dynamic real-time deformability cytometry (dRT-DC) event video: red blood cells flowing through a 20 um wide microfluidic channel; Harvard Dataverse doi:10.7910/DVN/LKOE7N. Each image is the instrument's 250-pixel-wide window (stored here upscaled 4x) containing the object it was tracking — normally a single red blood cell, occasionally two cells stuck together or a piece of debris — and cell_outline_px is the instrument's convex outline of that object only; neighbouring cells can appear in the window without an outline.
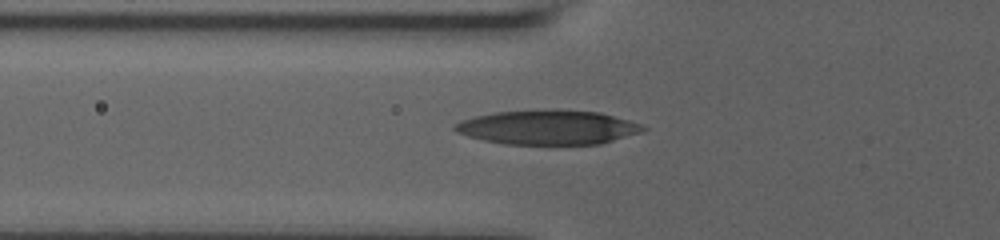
{"species": "human", "species_latin": "Homo sapiens", "temperature_condition": "room temperature", "stored_images_in_passage": 33, "camera_frame_rate_fps": 3000, "um_per_image_px": 0.085, "donor": {"sex": "male"}, "frame": {"image": 1, "passage_image": 5, "time_ms": 1.333, "image_size_px": [1000, 240], "cell_outline_px": [[648, 128], [640, 132], [600, 144], [504, 144], [484, 140], [468, 136], [456, 132], [452, 128], [456, 124], [464, 120], [476, 116], [496, 112], [600, 112], [628, 120], [640, 124]], "centroid_in_image_um": [46.57, 10.87], "position_along_channel_um": 79.2, "area_um2": 36.24}}
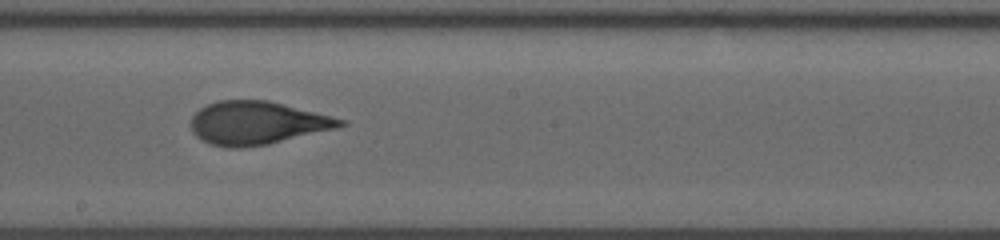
{"frame": {"image": 2, "passage_image": 14, "time_ms": 5.333, "image_size_px": [1000, 240], "cell_outline_px": [[348, 124], [336, 128], [268, 144], [240, 148], [232, 148], [212, 144], [196, 136], [192, 132], [192, 116], [200, 108], [216, 100], [268, 100], [348, 120]], "centroid_in_image_um": [21.87, 10.44], "position_along_channel_um": 226.3, "area_um2": 37.34}}
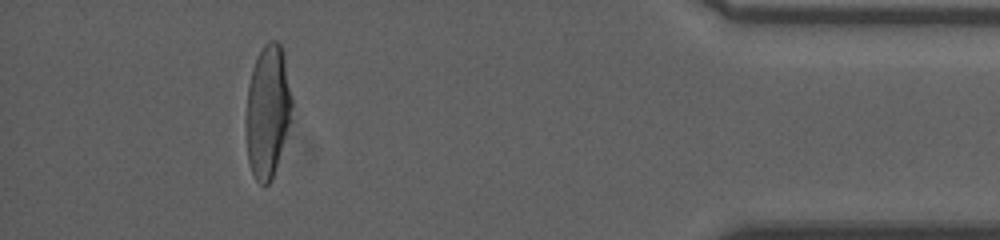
{"frame": {"image": 3, "passage_image": 29, "time_ms": 11.667, "image_size_px": [1000, 240], "cell_outline_px": [[300, 112], [272, 180], [264, 188], [256, 180], [252, 172], [248, 160], [244, 120], [248, 84], [252, 68], [264, 44], [268, 40], [276, 40], [280, 44], [284, 52]], "centroid_in_image_um": [22.89, 9.5], "position_along_channel_um": 412.3, "area_um2": 39.13}, "authors_computed_cell_mechanics": {"area_um2": 37.281, "velocity_mm_per_s": 3.6723, "shape_relaxation_time_tau1_ms": 7.4094, "shape_relaxation_time_tau2_ms": 0.805, "deformation_change_tau1": 0.2489, "deformation_change_tau2": 0.0633}}